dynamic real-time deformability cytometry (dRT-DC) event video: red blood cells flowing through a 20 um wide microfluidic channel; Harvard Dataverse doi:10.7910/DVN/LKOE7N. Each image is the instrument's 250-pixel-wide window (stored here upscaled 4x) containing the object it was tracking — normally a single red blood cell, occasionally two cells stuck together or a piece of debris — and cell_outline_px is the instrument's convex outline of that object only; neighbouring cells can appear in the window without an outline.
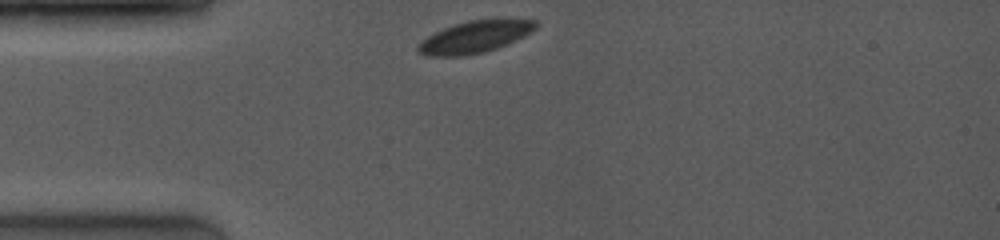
{"species": "common noctule bat (a hibernating species)", "species_latin": "Nyctalus noctula", "temperature_condition": "room temperature", "stored_images_in_passage": 38, "camera_frame_rate_fps": 4000, "um_per_image_px": 0.085, "animal": {"sex": "female", "body_mass_g": 19.0, "forearm_length_mm": 53.3}, "frame": {"image": 1, "passage_image": 1, "time_ms": 0.0, "image_size_px": [1000, 240], "cell_outline_px": [[536, 28], [524, 36], [496, 48], [484, 52], [464, 56], [428, 56], [420, 52], [416, 48], [420, 40], [452, 24], [468, 20], [504, 16], [536, 20]], "centroid_in_image_um": [40.4, 3.08], "position_along_channel_um": 44.6, "area_um2": 22.48}}
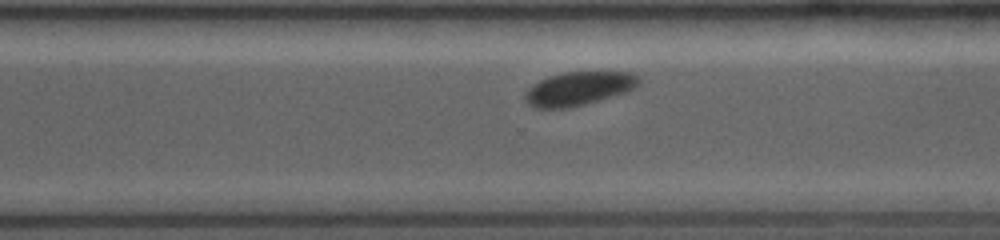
{"frame": {"image": 2, "passage_image": 29, "time_ms": 7.5, "image_size_px": [1000, 240], "cell_outline_px": [[640, 84], [624, 92], [584, 104], [568, 108], [532, 108], [524, 100], [524, 96], [528, 88], [532, 84], [548, 76], [564, 72], [628, 72], [636, 76], [640, 80]], "centroid_in_image_um": [49.11, 7.53], "position_along_channel_um": 321.5, "area_um2": 22.08}}
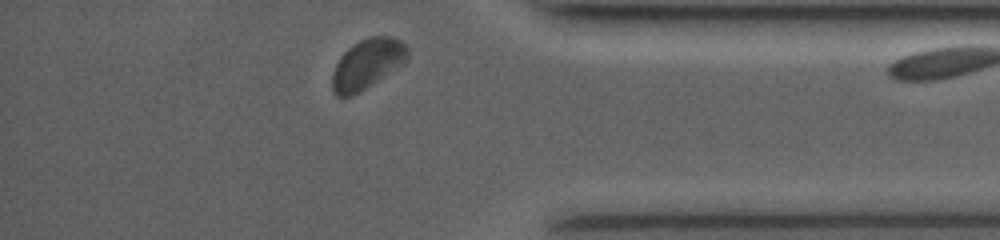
{"frame": {"image": 3, "passage_image": 37, "time_ms": 9.75, "image_size_px": [1000, 240], "cell_outline_px": [[408, 60], [404, 64], [360, 92], [352, 96], [336, 96], [332, 92], [332, 72], [340, 56], [348, 48], [360, 40], [368, 36], [392, 36], [400, 40], [408, 48]], "centroid_in_image_um": [31.22, 5.43], "position_along_channel_um": 404.0, "area_um2": 22.14}}